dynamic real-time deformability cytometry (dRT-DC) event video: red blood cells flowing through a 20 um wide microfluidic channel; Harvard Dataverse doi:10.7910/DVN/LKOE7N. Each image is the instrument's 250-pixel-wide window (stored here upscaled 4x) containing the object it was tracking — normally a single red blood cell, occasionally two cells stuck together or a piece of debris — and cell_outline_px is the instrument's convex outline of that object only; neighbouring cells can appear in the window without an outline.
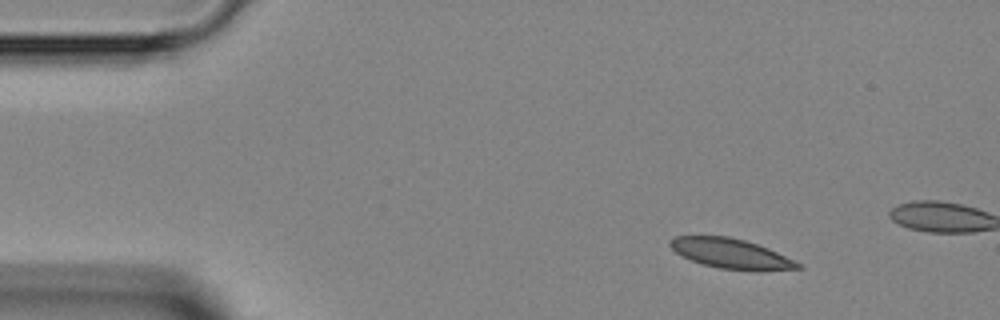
{"species": "Egyptian fruit bat (a non-hibernating species)", "species_latin": "Rousettus aegyptiacus", "temperature_condition": "room temperature", "stored_images_in_passage": 11, "camera_frame_rate_fps": 3000, "um_per_image_px": 0.085, "animal": {"sex": "female"}, "frame": {"image": 1, "passage_image": 5, "time_ms": 1.333, "image_size_px": [1000, 320], "cell_outline_px": [[804, 268], [720, 268], [704, 264], [692, 260], [676, 252], [668, 244], [668, 240], [676, 236], [728, 236], [744, 240], [768, 248], [800, 264]], "centroid_in_image_um": [62.0, 21.49], "position_along_channel_um": 23.0, "area_um2": 20.92}}